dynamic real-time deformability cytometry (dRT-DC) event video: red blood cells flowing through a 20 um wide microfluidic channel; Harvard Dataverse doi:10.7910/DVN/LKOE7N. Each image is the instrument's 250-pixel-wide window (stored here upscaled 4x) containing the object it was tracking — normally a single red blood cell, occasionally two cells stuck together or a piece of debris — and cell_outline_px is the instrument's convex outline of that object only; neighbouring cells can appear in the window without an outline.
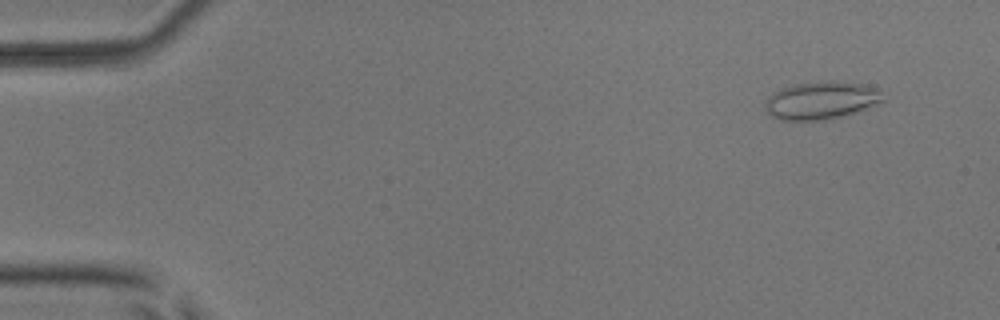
{"species": "common noctule bat (a hibernating species)", "species_latin": "Nyctalus noctula", "temperature_condition": "room temperature", "stored_images_in_passage": 54, "camera_frame_rate_fps": 3000, "um_per_image_px": 0.085, "animal": {"sex": "male", "body_mass_g": 17.9, "forearm_length_mm": 54.2}, "frame": {"image": 1, "passage_image": 5, "time_ms": 1.333, "image_size_px": [1000, 320], "cell_outline_px": [[884, 100], [876, 104], [856, 112], [824, 120], [780, 120], [772, 116], [764, 108], [764, 104], [768, 96], [772, 92], [780, 88], [792, 84], [832, 80], [864, 84], [876, 88], [880, 92]], "centroid_in_image_um": [69.76, 8.52], "position_along_channel_um": 15.2, "area_um2": 26.01}}
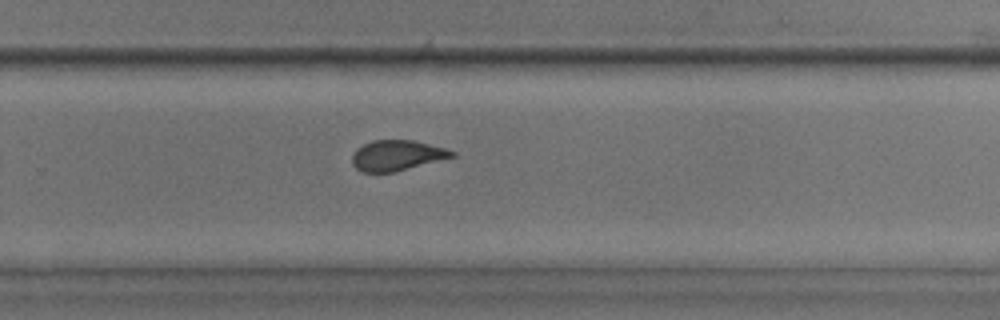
{"frame": {"image": 2, "passage_image": 36, "time_ms": 11.667, "image_size_px": [1000, 320], "cell_outline_px": [[456, 156], [392, 172], [360, 172], [352, 164], [352, 156], [356, 148], [372, 140], [412, 140], [444, 148], [456, 152]], "centroid_in_image_um": [33.7, 13.21], "position_along_channel_um": 296.1, "area_um2": 17.51}}
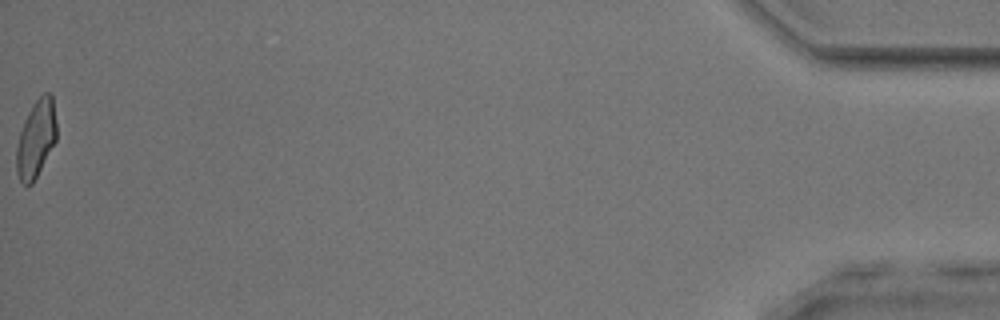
{"frame": {"image": 3, "passage_image": 54, "time_ms": 17.667, "image_size_px": [1000, 320], "cell_outline_px": [[56, 140], [32, 184], [24, 184], [20, 180], [16, 172], [16, 148], [20, 132], [28, 112], [32, 104], [44, 92], [52, 92], [56, 120]], "centroid_in_image_um": [3.07, 11.76], "position_along_channel_um": 432.1, "area_um2": 17.98}, "authors_computed_cell_mechanics": {"area_um2": 18.7561, "velocity_mm_per_s": 3.9036, "shape_relaxation_time_tau1_ms": 9.6105, "shape_relaxation_time_tau2_ms": 1.3471, "deformation_change_tau1": 0.1897, "deformation_change_tau2": 0.0811}}